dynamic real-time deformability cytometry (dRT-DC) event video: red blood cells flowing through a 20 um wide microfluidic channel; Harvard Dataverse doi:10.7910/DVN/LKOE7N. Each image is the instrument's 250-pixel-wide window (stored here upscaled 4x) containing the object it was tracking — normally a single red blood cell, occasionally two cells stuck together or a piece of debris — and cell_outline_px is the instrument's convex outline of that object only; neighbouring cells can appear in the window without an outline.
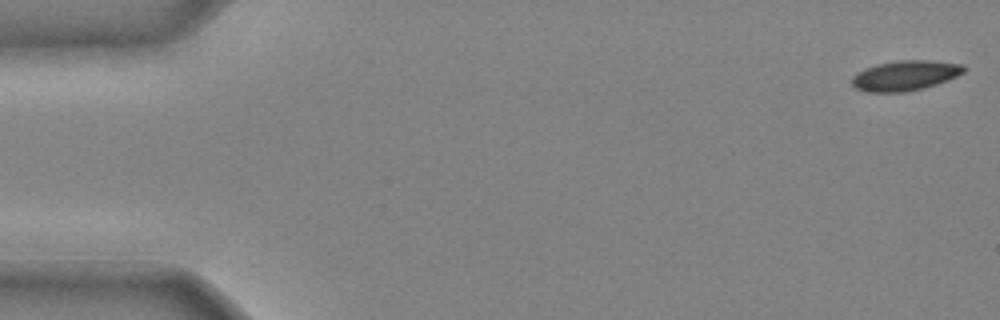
{"species": "common noctule bat (a hibernating species)", "species_latin": "Nyctalus noctula", "temperature_condition": "cold", "stored_images_in_passage": 8, "camera_frame_rate_fps": 3000, "um_per_image_px": 0.085, "animal": {"sex": "male", "body_mass_g": 20.4}, "frame": {"image": 1, "passage_image": 1, "time_ms": 0.0, "image_size_px": [1000, 320], "cell_outline_px": [[964, 72], [948, 80], [924, 88], [904, 92], [864, 92], [856, 88], [852, 84], [852, 76], [864, 68], [876, 64], [900, 60], [928, 60], [964, 64]], "centroid_in_image_um": [76.92, 6.42], "position_along_channel_um": 8.1, "area_um2": 19.65}}